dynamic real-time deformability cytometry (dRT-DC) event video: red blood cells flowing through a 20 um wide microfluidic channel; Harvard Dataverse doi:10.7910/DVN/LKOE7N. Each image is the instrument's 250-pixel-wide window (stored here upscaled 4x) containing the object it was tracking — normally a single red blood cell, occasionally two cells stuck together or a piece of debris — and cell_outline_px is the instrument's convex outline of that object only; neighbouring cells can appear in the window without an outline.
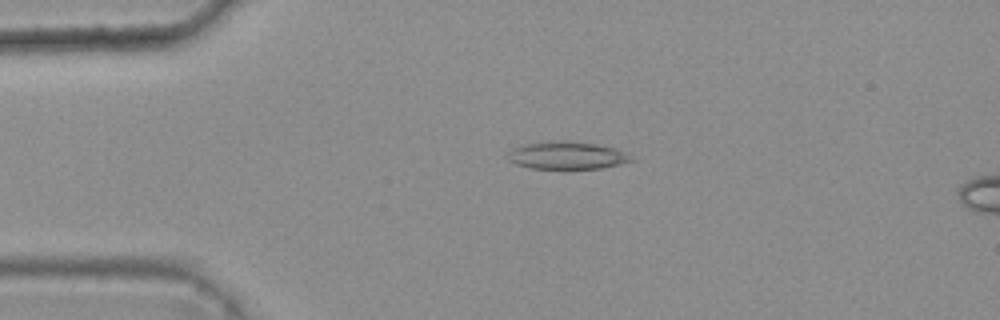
{"species": "common noctule bat (a hibernating species)", "species_latin": "Nyctalus noctula", "temperature_condition": "warm", "stored_images_in_passage": 5, "camera_frame_rate_fps": 3000, "um_per_image_px": 0.085, "animal": {"sex": "female", "body_mass_g": 25.1}, "frame": {"image": 1, "passage_image": 1, "time_ms": 0.0, "image_size_px": [1000, 320], "cell_outline_px": [[636, 160], [604, 168], [528, 168], [516, 164], [508, 160], [508, 152], [512, 148], [520, 144], [548, 140], [572, 140], [596, 144], [616, 148], [624, 152]], "centroid_in_image_um": [48.16, 13.18], "position_along_channel_um": 36.8, "area_um2": 20.23}}